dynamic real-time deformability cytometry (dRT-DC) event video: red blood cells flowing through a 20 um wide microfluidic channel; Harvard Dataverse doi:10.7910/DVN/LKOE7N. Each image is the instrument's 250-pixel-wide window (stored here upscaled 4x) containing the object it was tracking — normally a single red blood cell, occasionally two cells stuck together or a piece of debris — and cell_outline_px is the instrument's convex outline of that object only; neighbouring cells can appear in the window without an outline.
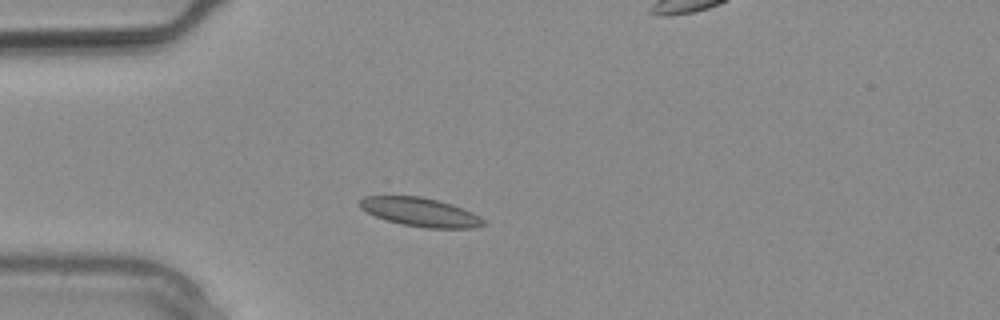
{"species": "common noctule bat (a hibernating species)", "species_latin": "Nyctalus noctula", "temperature_condition": "warm", "stored_images_in_passage": 2, "segment_of_instrument_passage": [1, 2], "camera_frame_rate_fps": 3000, "um_per_image_px": 0.085, "animal": {"sex": "male", "body_mass_g": 20.4}, "frame": {"image": 1, "passage_image": 1, "time_ms": 0.0, "image_size_px": [1000, 320], "cell_outline_px": [[484, 224], [472, 228], [424, 228], [404, 224], [388, 220], [376, 216], [360, 208], [360, 200], [364, 196], [420, 196], [452, 204], [472, 212], [480, 216], [484, 220]], "centroid_in_image_um": [35.74, 18.02], "position_along_channel_um": 49.3, "area_um2": 20.4}}